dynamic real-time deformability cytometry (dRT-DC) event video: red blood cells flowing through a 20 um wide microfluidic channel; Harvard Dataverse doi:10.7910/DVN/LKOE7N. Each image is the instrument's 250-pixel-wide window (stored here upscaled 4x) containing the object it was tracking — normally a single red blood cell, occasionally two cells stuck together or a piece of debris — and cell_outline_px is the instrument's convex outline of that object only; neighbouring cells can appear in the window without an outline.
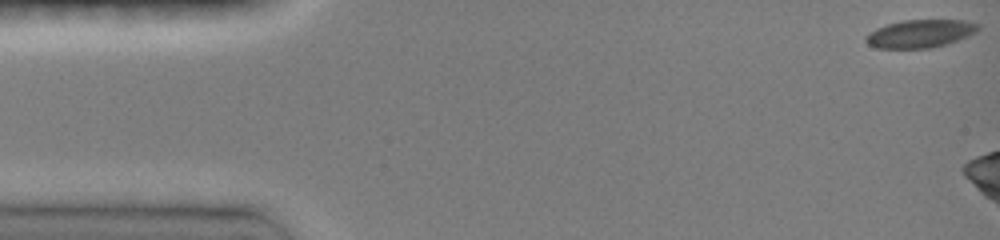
{"species": "common noctule bat (a hibernating species)", "species_latin": "Nyctalus noctula", "temperature_condition": "room temperature", "stored_images_in_passage": 5, "camera_frame_rate_fps": 3000, "um_per_image_px": 0.085, "animal": {"sex": "female", "body_mass_g": 19.0, "forearm_length_mm": 51.5}, "frame": {"image": 1, "passage_image": 1, "time_ms": 0.0, "image_size_px": [1000, 240], "cell_outline_px": [[980, 28], [976, 32], [968, 36], [944, 44], [928, 48], [876, 48], [868, 44], [864, 40], [864, 36], [868, 32], [876, 28], [888, 24], [904, 20], [964, 20], [980, 24]], "centroid_in_image_um": [78.18, 2.85], "position_along_channel_um": 6.8, "area_um2": 18.26}}